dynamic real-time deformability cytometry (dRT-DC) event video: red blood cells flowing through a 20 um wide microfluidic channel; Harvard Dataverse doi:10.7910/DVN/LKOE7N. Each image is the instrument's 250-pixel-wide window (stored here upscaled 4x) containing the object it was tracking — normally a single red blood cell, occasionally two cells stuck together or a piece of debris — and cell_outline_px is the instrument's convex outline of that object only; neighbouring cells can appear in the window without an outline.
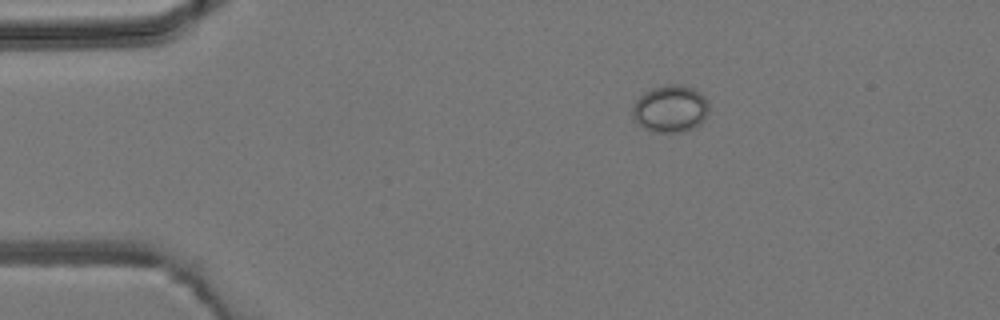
{"species": "common noctule bat (a hibernating species)", "species_latin": "Nyctalus noctula", "temperature_condition": "room temperature", "stored_images_in_passage": 2, "camera_frame_rate_fps": 3000, "um_per_image_px": 0.085, "animal": {"sex": "male", "body_mass_g": 19.2, "forearm_length_mm": 51.8}, "frame": {"image": 1, "passage_image": 1, "time_ms": 0.0, "image_size_px": [1000, 320], "cell_outline_px": [[708, 112], [704, 120], [700, 124], [692, 128], [680, 132], [652, 132], [644, 128], [632, 116], [632, 108], [636, 100], [644, 92], [652, 88], [664, 84], [680, 84], [692, 88], [700, 92], [704, 96], [708, 104]], "centroid_in_image_um": [56.98, 9.23], "position_along_channel_um": 28.0, "area_um2": 21.04}}